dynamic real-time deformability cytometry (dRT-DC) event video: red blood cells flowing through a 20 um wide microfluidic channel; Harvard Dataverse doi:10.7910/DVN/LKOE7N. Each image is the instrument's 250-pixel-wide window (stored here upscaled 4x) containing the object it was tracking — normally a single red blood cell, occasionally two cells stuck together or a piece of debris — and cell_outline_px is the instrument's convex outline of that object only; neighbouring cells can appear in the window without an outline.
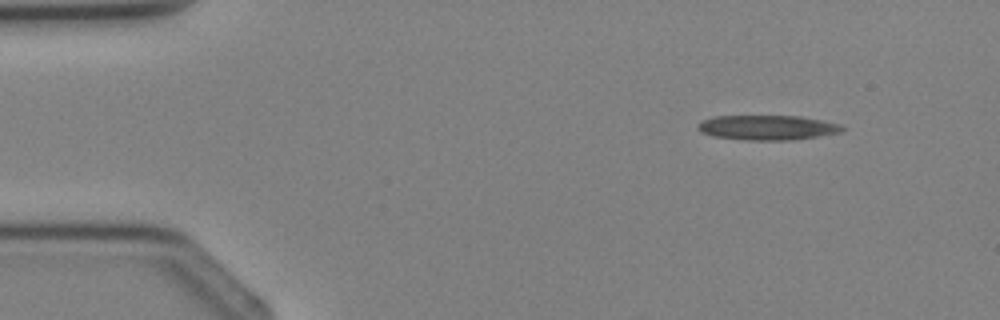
{"species": "Egyptian fruit bat (a non-hibernating species)", "species_latin": "Rousettus aegyptiacus", "temperature_condition": "cold", "stored_images_in_passage": 2, "camera_frame_rate_fps": 3000, "um_per_image_px": 0.085, "animal": {"sex": "female"}, "frame": {"image": 1, "passage_image": 1, "time_ms": 0.0, "image_size_px": [1000, 320], "cell_outline_px": [[844, 128], [840, 132], [820, 136], [792, 140], [744, 140], [712, 136], [700, 132], [696, 128], [696, 124], [700, 120], [712, 116], [800, 116], [840, 124]], "centroid_in_image_um": [65.14, 10.84], "position_along_channel_um": 19.9, "area_um2": 21.04}}